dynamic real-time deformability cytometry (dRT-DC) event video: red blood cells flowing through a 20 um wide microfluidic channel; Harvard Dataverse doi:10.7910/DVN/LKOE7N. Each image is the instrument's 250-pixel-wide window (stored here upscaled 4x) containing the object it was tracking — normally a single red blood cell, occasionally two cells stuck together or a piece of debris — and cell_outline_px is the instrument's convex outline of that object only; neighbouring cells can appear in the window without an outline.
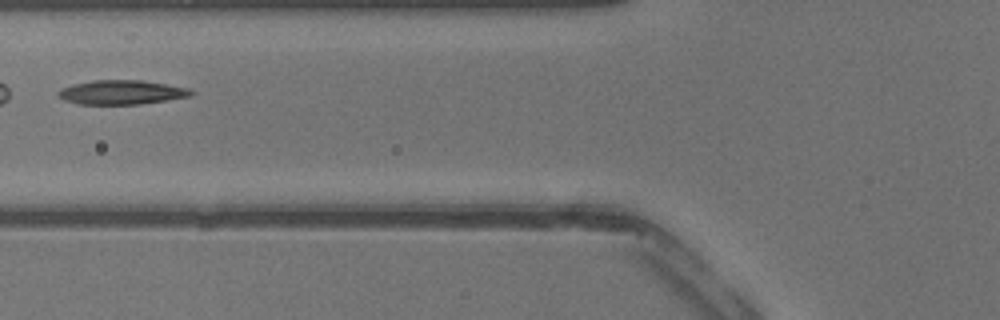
{"species": "common noctule bat (a hibernating species)", "species_latin": "Nyctalus noctula", "temperature_condition": "warm", "stored_images_in_passage": 26, "segment_of_instrument_passage": [2, 2], "camera_frame_rate_fps": 3000, "um_per_image_px": 0.085, "animal": {"sex": "male", "body_mass_g": 13.3}, "frame": {"image": 1, "passage_image": 5, "time_ms": 1.333, "image_size_px": [1000, 320], "cell_outline_px": [[196, 92], [192, 96], [140, 104], [80, 104], [64, 100], [56, 96], [56, 92], [60, 88], [72, 84], [92, 80], [144, 80], [188, 88]], "centroid_in_image_um": [10.31, 7.84], "position_along_channel_um": 115.5, "area_um2": 18.96}}